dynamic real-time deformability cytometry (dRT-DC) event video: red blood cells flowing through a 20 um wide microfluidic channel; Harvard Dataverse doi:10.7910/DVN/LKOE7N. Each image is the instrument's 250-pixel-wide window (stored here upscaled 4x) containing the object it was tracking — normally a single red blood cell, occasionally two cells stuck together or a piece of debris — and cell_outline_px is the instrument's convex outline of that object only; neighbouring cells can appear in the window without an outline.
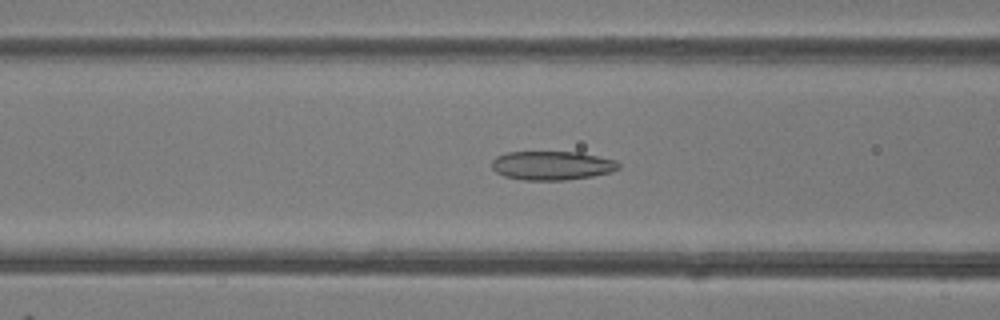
{"species": "common noctule bat (a hibernating species)", "species_latin": "Nyctalus noctula", "temperature_condition": "room temperature", "stored_images_in_passage": 47, "camera_frame_rate_fps": 3000, "um_per_image_px": 0.085, "animal": {"sex": "female"}, "frame": {"image": 1, "passage_image": 17, "time_ms": 5.333, "image_size_px": [1000, 320], "cell_outline_px": [[620, 168], [612, 172], [592, 176], [564, 180], [524, 180], [504, 176], [496, 172], [492, 168], [492, 160], [496, 156], [508, 152], [580, 152], [616, 160], [620, 164]], "centroid_in_image_um": [46.93, 14.07], "position_along_channel_um": 119.7, "area_um2": 21.44}}
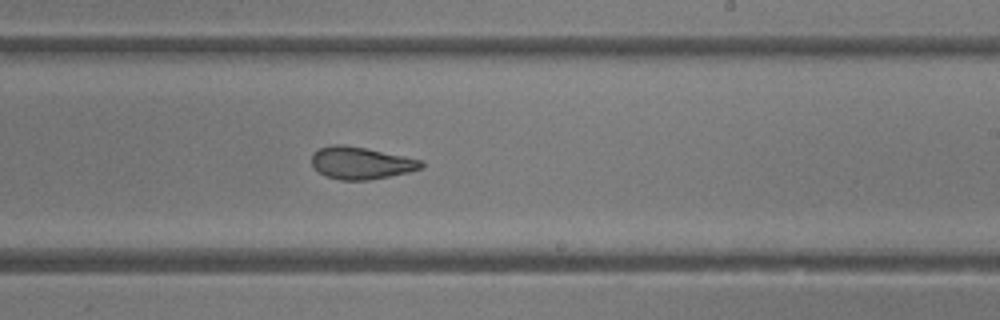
{"frame": {"image": 2, "passage_image": 27, "time_ms": 8.667, "image_size_px": [1000, 320], "cell_outline_px": [[424, 168], [408, 172], [368, 180], [340, 180], [324, 176], [312, 168], [312, 152], [320, 148], [332, 144], [344, 144], [364, 148], [420, 160], [424, 164]], "centroid_in_image_um": [30.61, 13.86], "position_along_channel_um": 258.4, "area_um2": 20.52}}
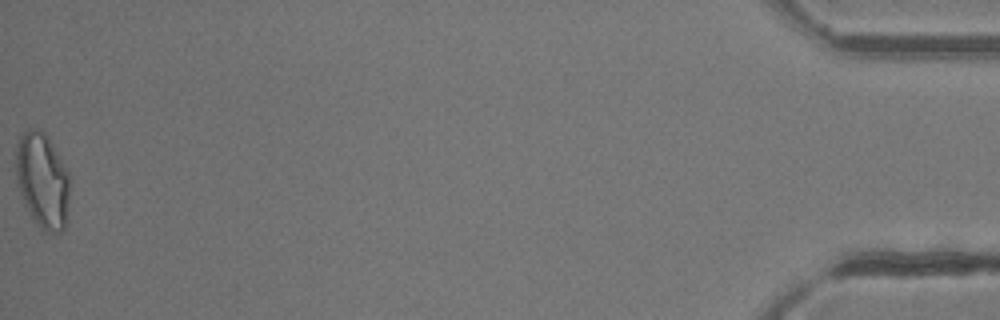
{"frame": {"image": 3, "passage_image": 47, "time_ms": 15.333, "image_size_px": [1000, 320], "cell_outline_px": [[68, 220], [64, 228], [56, 236], [44, 228], [32, 216], [24, 204], [16, 180], [16, 144], [20, 136], [28, 128], [36, 128], [44, 132], [48, 136], [68, 172]], "centroid_in_image_um": [3.61, 15.31], "position_along_channel_um": 431.6, "area_um2": 29.77}, "authors_computed_cell_mechanics": {"area_um2": 22.8888, "velocity_mm_per_s": 4.161, "shape_relaxation_time_tau1_ms": 6.368, "shape_relaxation_time_tau2_ms": 1.7737, "deformation_change_tau1": 0.1737, "deformation_change_tau2": 0.0935}}